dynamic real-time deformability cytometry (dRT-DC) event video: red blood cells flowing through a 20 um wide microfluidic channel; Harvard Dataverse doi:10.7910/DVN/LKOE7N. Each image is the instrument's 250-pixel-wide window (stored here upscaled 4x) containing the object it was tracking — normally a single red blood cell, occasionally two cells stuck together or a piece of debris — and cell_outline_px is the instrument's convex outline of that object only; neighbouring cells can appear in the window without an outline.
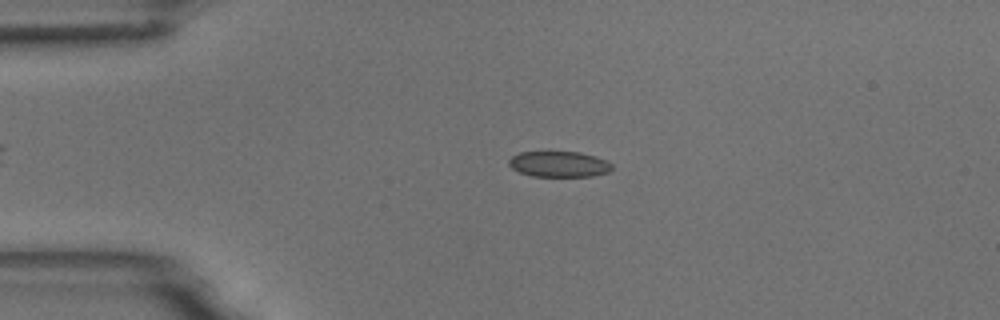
{"species": "common noctule bat (a hibernating species)", "species_latin": "Nyctalus noctula", "temperature_condition": "room temperature", "stored_images_in_passage": 38, "camera_frame_rate_fps": 3000, "um_per_image_px": 0.085, "animal": {"sex": "male", "body_mass_g": 18.8}, "frame": {"image": 1, "passage_image": 1, "time_ms": 0.0, "image_size_px": [1000, 320], "cell_outline_px": [[612, 168], [608, 172], [592, 176], [532, 176], [520, 172], [512, 168], [508, 164], [508, 160], [512, 156], [520, 152], [580, 152], [596, 156], [612, 164]], "centroid_in_image_um": [47.5, 13.95], "position_along_channel_um": 37.5, "area_um2": 15.37}}
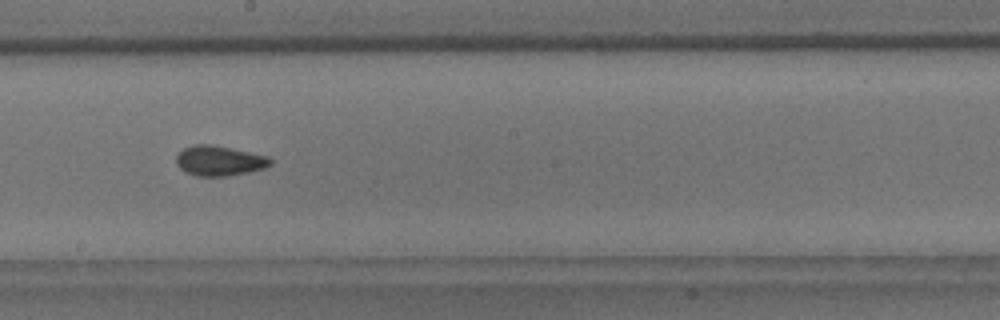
{"frame": {"image": 2, "passage_image": 19, "time_ms": 6.0, "image_size_px": [1000, 320], "cell_outline_px": [[272, 164], [264, 168], [248, 172], [228, 176], [196, 176], [184, 172], [176, 164], [176, 156], [184, 148], [192, 144], [212, 144], [268, 156], [272, 160]], "centroid_in_image_um": [18.62, 13.66], "position_along_channel_um": 229.6, "area_um2": 16.59}}
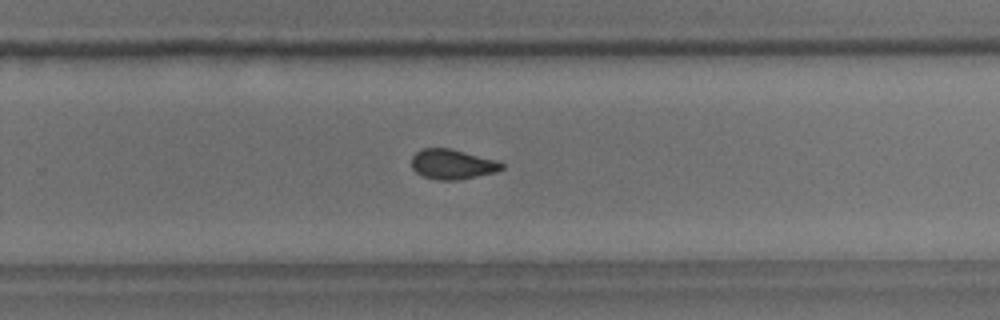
{"frame": {"image": 3, "passage_image": 24, "time_ms": 7.667, "image_size_px": [1000, 320], "cell_outline_px": [[504, 168], [496, 172], [456, 180], [436, 180], [424, 176], [416, 172], [412, 168], [412, 156], [420, 148], [448, 148], [496, 160], [504, 164]], "centroid_in_image_um": [38.43, 13.96], "position_along_channel_um": 291.4, "area_um2": 15.61}, "authors_computed_cell_mechanics": {"area_um2": 15.7505, "velocity_mm_per_s": 3.7235, "shape_relaxation_time_tau1_ms": 4.3078, "shape_relaxation_time_tau2_ms": 1.6618, "deformation_change_tau1": 0.0975, "deformation_change_tau2": 0.069}}